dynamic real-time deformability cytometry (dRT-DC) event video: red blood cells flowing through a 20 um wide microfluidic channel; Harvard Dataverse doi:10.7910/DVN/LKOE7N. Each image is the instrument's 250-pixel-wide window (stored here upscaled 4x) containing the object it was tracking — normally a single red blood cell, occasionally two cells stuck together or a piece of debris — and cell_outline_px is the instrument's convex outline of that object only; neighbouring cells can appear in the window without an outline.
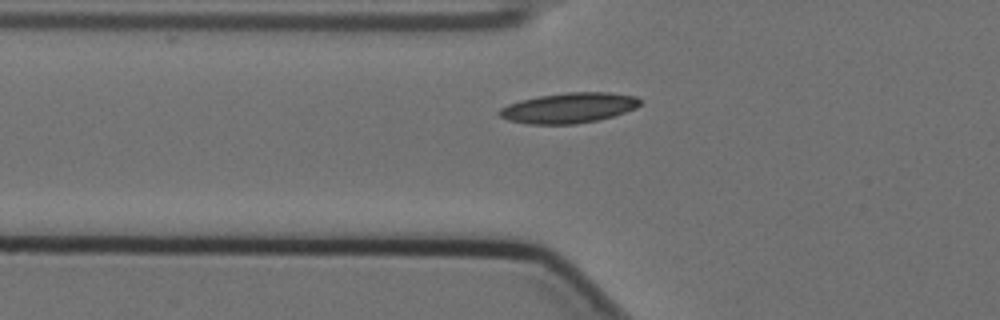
{"species": "Egyptian fruit bat (a non-hibernating species)", "species_latin": "Rousettus aegyptiacus", "temperature_condition": "cold", "stored_images_in_passage": 4, "camera_frame_rate_fps": 3000, "um_per_image_px": 0.085, "animal": {"sex": "female"}, "frame": {"image": 1, "passage_image": 4, "time_ms": 1.0, "image_size_px": [1000, 320], "cell_outline_px": [[640, 104], [636, 108], [600, 120], [572, 124], [528, 124], [508, 120], [500, 116], [496, 112], [500, 108], [508, 104], [520, 100], [540, 96], [568, 92], [608, 92], [636, 96], [640, 100]], "centroid_in_image_um": [48.33, 9.17], "position_along_channel_um": 77.5, "area_um2": 24.8}}